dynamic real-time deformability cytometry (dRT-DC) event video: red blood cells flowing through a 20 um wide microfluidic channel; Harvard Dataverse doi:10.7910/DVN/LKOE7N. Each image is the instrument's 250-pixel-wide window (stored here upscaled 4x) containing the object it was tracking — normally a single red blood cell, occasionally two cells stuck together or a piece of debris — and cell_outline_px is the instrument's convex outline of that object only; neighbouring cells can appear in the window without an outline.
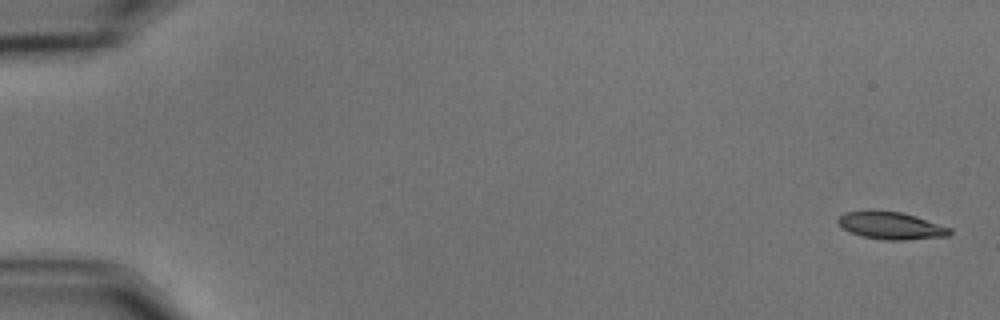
{"species": "common noctule bat (a hibernating species)", "species_latin": "Nyctalus noctula", "temperature_condition": "cold", "stored_images_in_passage": 9, "camera_frame_rate_fps": 3000, "um_per_image_px": 0.085, "animal": {"sex": "male", "body_mass_g": 15.6}, "frame": {"image": 1, "passage_image": 1, "time_ms": 0.0, "image_size_px": [1000, 320], "cell_outline_px": [[952, 232], [948, 236], [904, 240], [888, 240], [860, 236], [844, 228], [836, 220], [844, 212], [900, 212], [916, 216], [952, 228]], "centroid_in_image_um": [75.8, 19.2], "position_along_channel_um": 9.2, "area_um2": 17.34}}